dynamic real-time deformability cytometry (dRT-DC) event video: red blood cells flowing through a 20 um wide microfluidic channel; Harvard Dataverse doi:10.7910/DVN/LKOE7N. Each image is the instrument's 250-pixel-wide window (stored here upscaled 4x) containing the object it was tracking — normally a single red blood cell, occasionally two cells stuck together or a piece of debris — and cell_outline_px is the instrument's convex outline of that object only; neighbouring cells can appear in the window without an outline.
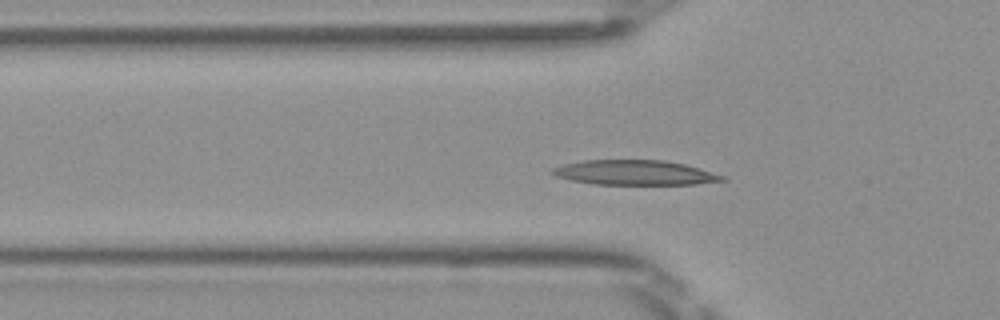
{"species": "Egyptian fruit bat (a non-hibernating species)", "species_latin": "Rousettus aegyptiacus", "temperature_condition": "room temperature", "stored_images_in_passage": 48, "camera_frame_rate_fps": 3000, "um_per_image_px": 0.085, "frame": {"image": 1, "passage_image": 13, "time_ms": 4.0, "image_size_px": [1000, 320], "cell_outline_px": [[728, 180], [696, 184], [592, 184], [572, 180], [556, 176], [548, 172], [552, 168], [564, 164], [584, 160], [664, 160], [684, 164], [724, 176]], "centroid_in_image_um": [53.92, 14.67], "position_along_channel_um": 71.9, "area_um2": 24.39}}
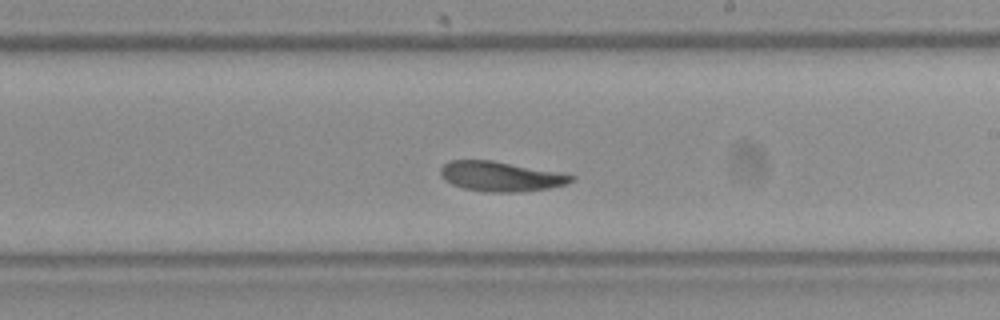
{"frame": {"image": 2, "passage_image": 26, "time_ms": 8.333, "image_size_px": [1000, 320], "cell_outline_px": [[576, 176], [572, 180], [564, 184], [548, 188], [520, 192], [484, 192], [464, 188], [452, 184], [444, 180], [440, 176], [440, 168], [448, 160], [492, 160], [564, 172]], "centroid_in_image_um": [42.55, 14.98], "position_along_channel_um": 246.4, "area_um2": 23.0}}
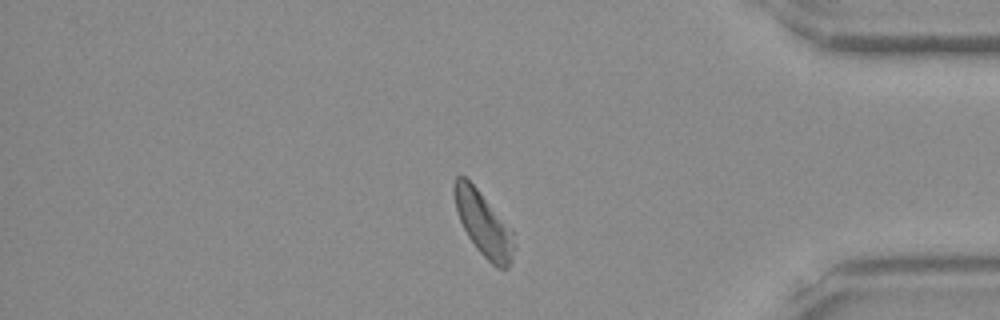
{"frame": {"image": 3, "passage_image": 39, "time_ms": 12.667, "image_size_px": [1000, 320], "cell_outline_px": [[516, 248], [512, 260], [508, 268], [496, 268], [476, 248], [468, 236], [460, 220], [456, 208], [452, 192], [452, 184], [456, 176], [464, 176], [476, 188], [512, 228], [516, 244]], "centroid_in_image_um": [41.12, 19.05], "position_along_channel_um": 394.1, "area_um2": 22.54}, "authors_computed_cell_mechanics": {"area_um2": 22.8021, "velocity_mm_per_s": 4.0194, "shape_relaxation_time_tau1_ms": 9.3798, "shape_relaxation_time_tau2_ms": 6.2119, "deformation_change_tau1": 0.2469, "deformation_change_tau2": 0.135}}